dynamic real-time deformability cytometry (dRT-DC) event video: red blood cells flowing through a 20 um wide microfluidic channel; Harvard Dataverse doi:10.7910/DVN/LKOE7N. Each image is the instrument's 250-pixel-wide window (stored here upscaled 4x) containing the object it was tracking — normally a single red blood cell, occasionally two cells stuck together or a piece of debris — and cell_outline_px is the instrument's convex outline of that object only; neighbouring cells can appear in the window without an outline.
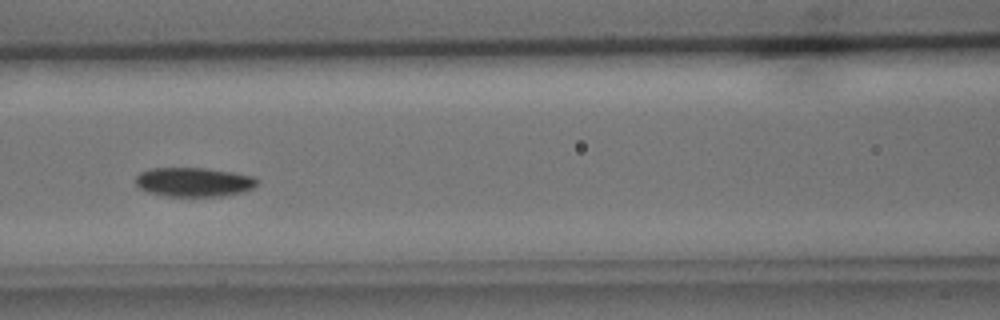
{"species": "common noctule bat (a hibernating species)", "species_latin": "Nyctalus noctula", "temperature_condition": "cold", "stored_images_in_passage": 9, "camera_frame_rate_fps": 3000, "um_per_image_px": 0.085, "animal": {"sex": "male", "body_mass_g": 15.6}, "frame": {"image": 1, "passage_image": 7, "time_ms": 7.667, "image_size_px": [1000, 320], "cell_outline_px": [[260, 180], [252, 188], [240, 192], [224, 196], [168, 196], [148, 192], [140, 188], [136, 184], [136, 176], [140, 172], [152, 168], [208, 168], [232, 172], [252, 176]], "centroid_in_image_um": [16.47, 15.47], "position_along_channel_um": 150.1, "area_um2": 20.58}}
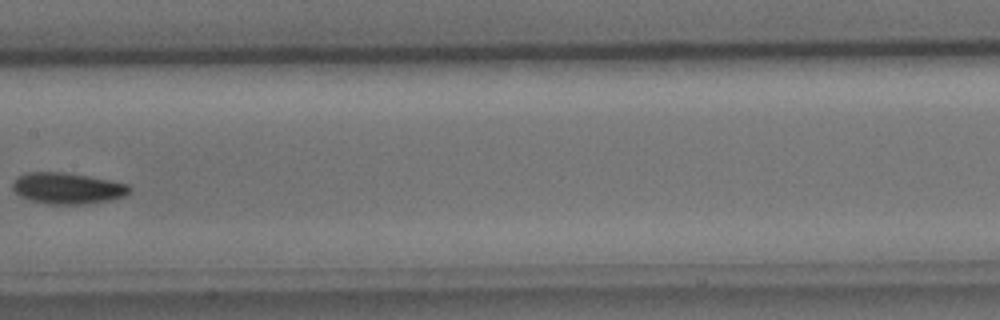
{"frame": {"image": 2, "passage_image": 8, "time_ms": 9.0, "image_size_px": [1000, 320], "cell_outline_px": [[132, 192], [124, 196], [108, 200], [88, 204], [48, 204], [32, 200], [20, 196], [12, 188], [12, 184], [16, 176], [28, 172], [64, 172], [88, 176], [128, 184], [132, 188]], "centroid_in_image_um": [5.74, 16.0], "position_along_channel_um": 201.7, "area_um2": 21.27}}
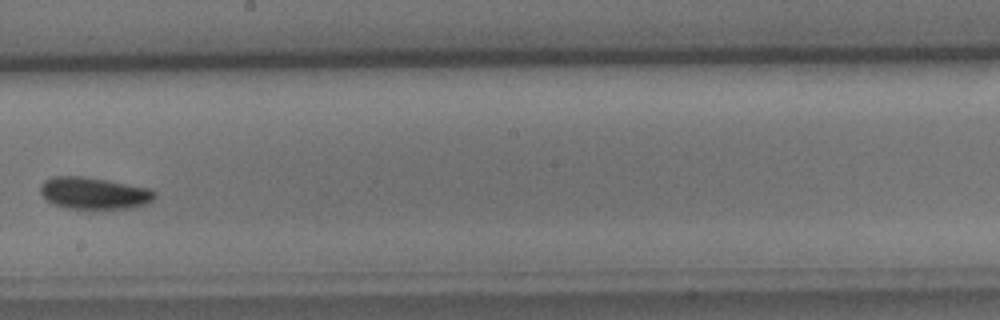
{"frame": {"image": 3, "passage_image": 9, "time_ms": 10.0, "image_size_px": [1000, 320], "cell_outline_px": [[156, 196], [152, 200], [144, 204], [132, 208], [68, 208], [56, 204], [48, 200], [40, 192], [40, 184], [44, 180], [56, 176], [84, 176], [148, 188], [156, 192]], "centroid_in_image_um": [7.98, 16.41], "position_along_channel_um": 240.2, "area_um2": 20.87}}